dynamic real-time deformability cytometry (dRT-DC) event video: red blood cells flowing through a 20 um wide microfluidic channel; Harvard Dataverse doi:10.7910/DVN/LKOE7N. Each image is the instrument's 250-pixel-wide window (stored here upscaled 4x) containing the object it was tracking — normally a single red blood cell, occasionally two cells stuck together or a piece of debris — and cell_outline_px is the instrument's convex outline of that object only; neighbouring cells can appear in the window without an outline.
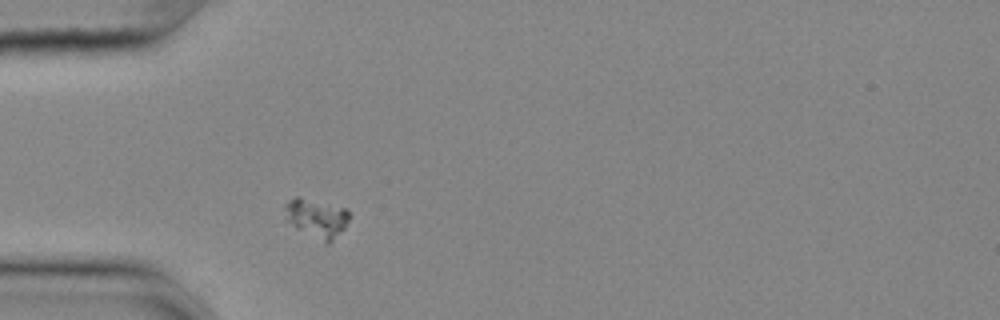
{"species": "common noctule bat (a hibernating species)", "species_latin": "Nyctalus noctula", "temperature_condition": "cold", "stored_images_in_passage": 46, "camera_frame_rate_fps": 3000, "um_per_image_px": 0.085, "animal": {"sex": "female", "body_mass_g": 25.1}, "frame": {"image": 1, "passage_image": 6, "time_ms": 1.667, "image_size_px": [1000, 320], "cell_outline_px": [[352, 216], [344, 228], [328, 244], [296, 228], [284, 220], [284, 204], [296, 196], [300, 196], [348, 208]], "centroid_in_image_um": [26.91, 18.5], "position_along_channel_um": 58.1, "area_um2": 14.91}}
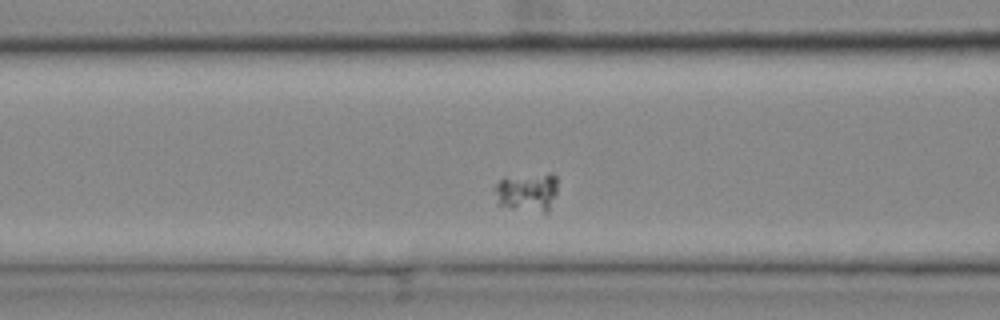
{"frame": {"image": 2, "passage_image": 12, "time_ms": 3.667, "image_size_px": [1000, 320], "cell_outline_px": [[556, 192], [548, 212], [544, 212], [512, 208], [496, 204], [496, 184], [504, 176], [552, 172], [556, 176]], "centroid_in_image_um": [44.81, 16.28], "position_along_channel_um": 121.8, "area_um2": 14.39}}